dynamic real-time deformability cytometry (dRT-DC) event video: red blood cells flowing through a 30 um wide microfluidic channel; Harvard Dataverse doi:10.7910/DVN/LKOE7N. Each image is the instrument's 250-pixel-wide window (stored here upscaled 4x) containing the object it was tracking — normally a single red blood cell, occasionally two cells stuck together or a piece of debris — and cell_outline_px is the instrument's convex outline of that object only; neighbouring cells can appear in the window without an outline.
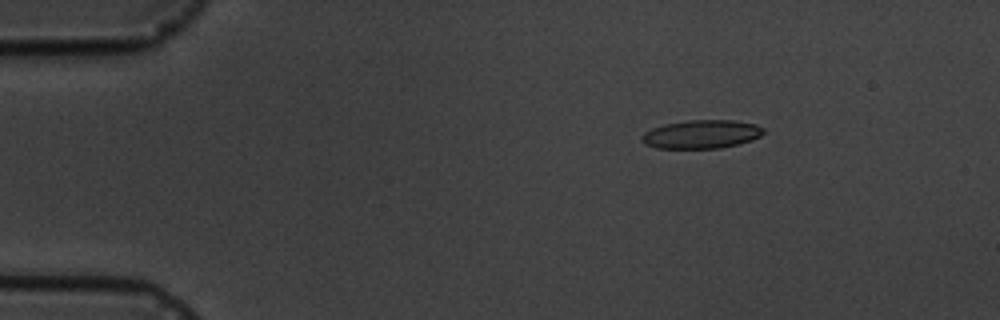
{"species": "common noctule bat (a hibernating species)", "species_latin": "Nyctalus noctula", "temperature_condition": "cold", "stored_images_in_passage": 6, "camera_frame_rate_fps": 3000, "um_per_image_px": 0.085, "animal": {"sex": "male", "body_mass_g": 19.5, "forearm_length_mm": 54.6}, "frame": {"image": 1, "passage_image": 2, "time_ms": 2.0, "image_size_px": [1000, 320], "cell_outline_px": [[764, 132], [760, 136], [752, 140], [720, 148], [656, 148], [644, 144], [640, 140], [640, 136], [644, 132], [652, 128], [664, 124], [688, 120], [732, 120], [756, 124], [764, 128]], "centroid_in_image_um": [59.59, 11.41], "position_along_channel_um": 25.4, "area_um2": 20.29}}
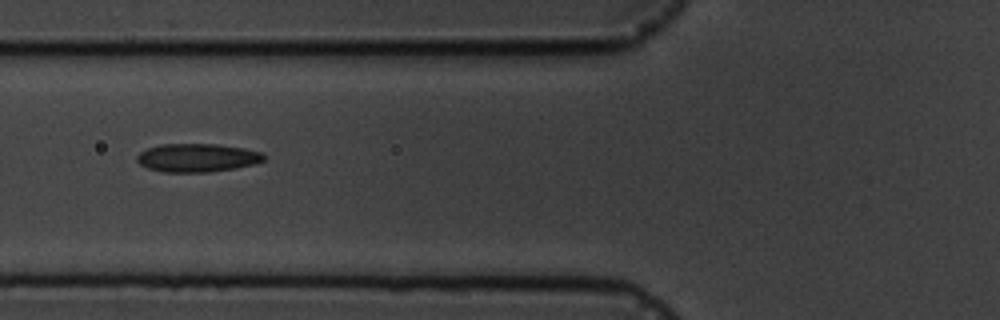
{"frame": {"image": 2, "passage_image": 5, "time_ms": 6.333, "image_size_px": [1000, 320], "cell_outline_px": [[264, 160], [252, 164], [232, 168], [208, 172], [164, 172], [148, 168], [140, 164], [136, 160], [136, 156], [140, 152], [148, 148], [160, 144], [216, 144], [244, 148], [264, 152]], "centroid_in_image_um": [16.74, 13.4], "position_along_channel_um": 109.1, "area_um2": 20.87}}
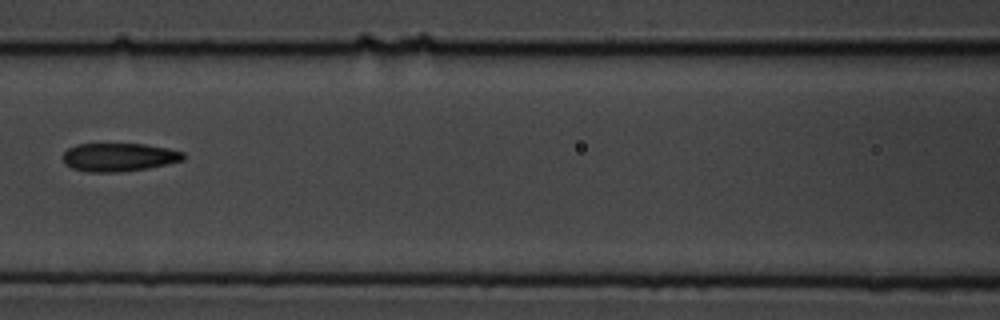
{"frame": {"image": 3, "passage_image": 6, "time_ms": 7.667, "image_size_px": [1000, 320], "cell_outline_px": [[184, 160], [148, 168], [120, 172], [88, 172], [72, 168], [64, 164], [64, 152], [68, 148], [76, 144], [144, 144], [168, 148], [184, 152]], "centroid_in_image_um": [10.1, 13.36], "position_along_channel_um": 156.5, "area_um2": 19.88}}